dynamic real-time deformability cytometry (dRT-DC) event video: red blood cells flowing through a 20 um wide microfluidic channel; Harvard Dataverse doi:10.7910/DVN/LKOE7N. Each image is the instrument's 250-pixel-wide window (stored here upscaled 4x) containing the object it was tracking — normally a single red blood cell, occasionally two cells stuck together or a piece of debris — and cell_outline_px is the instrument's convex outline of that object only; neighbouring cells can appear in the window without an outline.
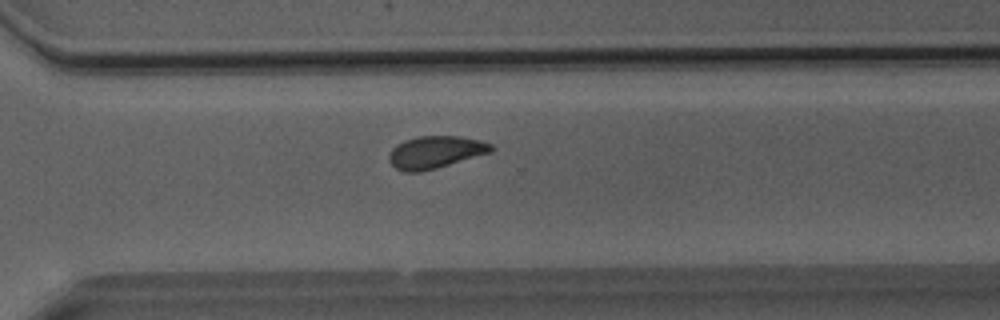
{"species": "Egyptian fruit bat (a non-hibernating species)", "species_latin": "Rousettus aegyptiacus", "temperature_condition": "room temperature", "stored_images_in_passage": 34, "camera_frame_rate_fps": 3000, "um_per_image_px": 0.085, "animal": {"sex": "male"}, "frame": {"image": 1, "passage_image": 21, "time_ms": 6.667, "image_size_px": [1000, 320], "cell_outline_px": [[496, 148], [492, 152], [436, 168], [420, 172], [404, 172], [396, 168], [388, 160], [388, 156], [392, 148], [396, 144], [404, 140], [420, 136], [460, 136], [480, 140], [492, 144]], "centroid_in_image_um": [37.02, 12.93], "position_along_channel_um": 333.6, "area_um2": 19.36}}
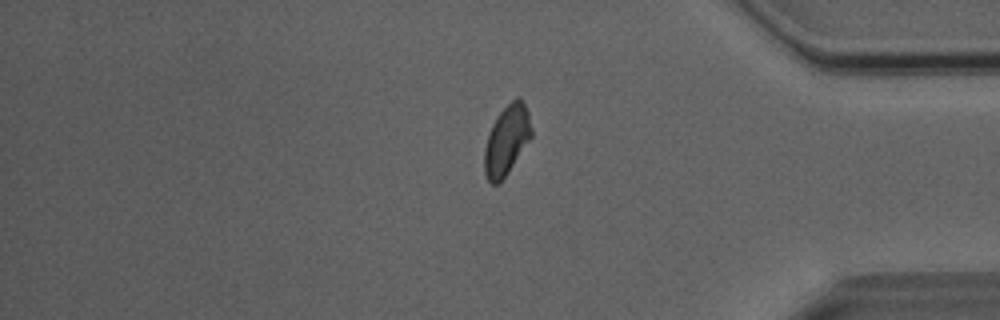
{"frame": {"image": 2, "passage_image": 27, "time_ms": 8.667, "image_size_px": [1000, 320], "cell_outline_px": [[532, 136], [508, 172], [496, 184], [492, 184], [484, 176], [484, 148], [488, 132], [496, 116], [516, 96], [520, 96], [528, 112], [532, 128]], "centroid_in_image_um": [43.05, 11.89], "position_along_channel_um": 392.1, "area_um2": 19.07}}